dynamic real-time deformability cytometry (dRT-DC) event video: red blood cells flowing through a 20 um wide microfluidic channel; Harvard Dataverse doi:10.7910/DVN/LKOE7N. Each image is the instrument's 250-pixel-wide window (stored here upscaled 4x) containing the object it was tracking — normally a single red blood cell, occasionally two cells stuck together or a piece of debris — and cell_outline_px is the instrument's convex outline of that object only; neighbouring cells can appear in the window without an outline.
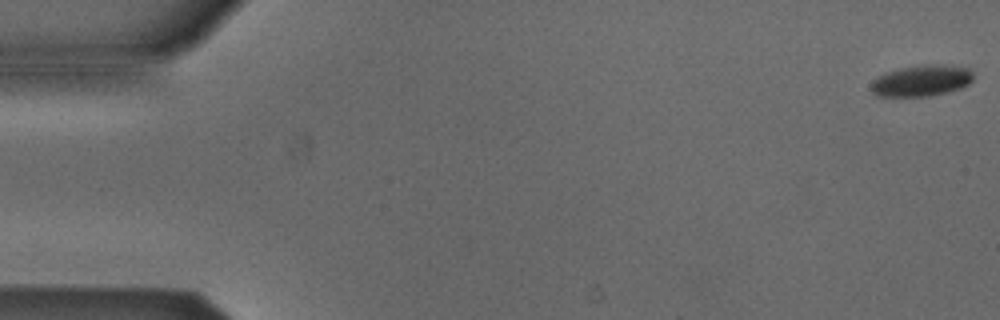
{"species": "Egyptian fruit bat (a non-hibernating species)", "species_latin": "Rousettus aegyptiacus", "temperature_condition": "cold", "stored_images_in_passage": 53, "camera_frame_rate_fps": 3000, "um_per_image_px": 0.085, "animal": {"sex": "male"}, "frame": {"image": 1, "passage_image": 1, "time_ms": 0.0, "image_size_px": [1000, 320], "cell_outline_px": [[972, 80], [968, 84], [960, 88], [948, 92], [928, 96], [876, 96], [872, 92], [872, 84], [880, 76], [888, 72], [904, 68], [968, 68], [972, 72]], "centroid_in_image_um": [78.3, 6.94], "position_along_channel_um": 6.7, "area_um2": 17.05}}
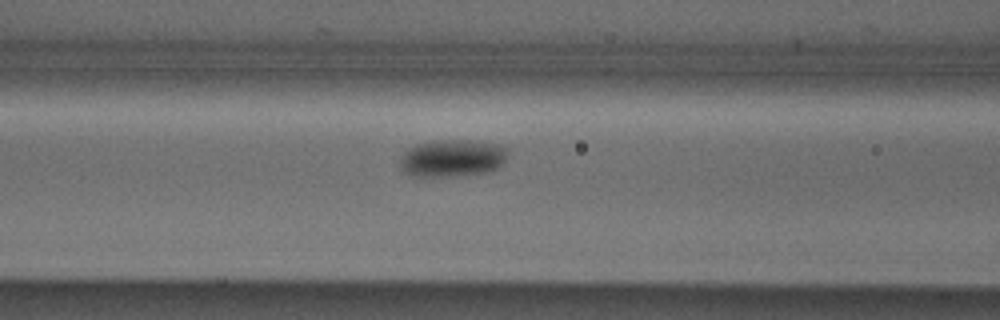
{"frame": {"image": 2, "passage_image": 22, "time_ms": 7.0, "image_size_px": [1000, 320], "cell_outline_px": [[508, 152], [504, 160], [496, 168], [484, 172], [448, 176], [412, 176], [404, 172], [400, 168], [400, 156], [408, 148], [416, 144], [432, 140], [476, 140], [500, 144], [508, 148]], "centroid_in_image_um": [38.41, 13.41], "position_along_channel_um": 128.2, "area_um2": 23.52}}
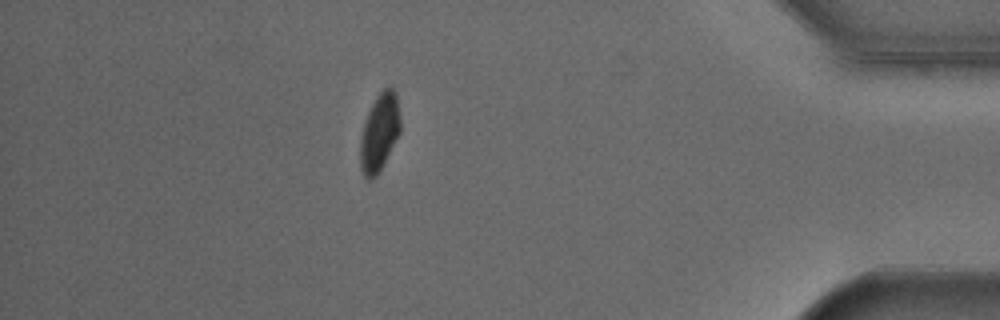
{"frame": {"image": 3, "passage_image": 47, "time_ms": 15.333, "image_size_px": [1000, 320], "cell_outline_px": [[400, 132], [380, 168], [368, 180], [364, 176], [360, 168], [360, 140], [364, 120], [376, 96], [384, 88], [392, 88], [396, 92], [400, 116]], "centroid_in_image_um": [32.24, 11.19], "position_along_channel_um": 403.0, "area_um2": 17.74}, "authors_computed_cell_mechanics": {"area_um2": 20.1144, "velocity_mm_per_s": 3.8625, "shape_relaxation_time_tau1_ms": 3.3362, "shape_relaxation_time_tau2_ms": null, "deformation_change_tau1": 0.0788, "deformation_change_tau2": null}}